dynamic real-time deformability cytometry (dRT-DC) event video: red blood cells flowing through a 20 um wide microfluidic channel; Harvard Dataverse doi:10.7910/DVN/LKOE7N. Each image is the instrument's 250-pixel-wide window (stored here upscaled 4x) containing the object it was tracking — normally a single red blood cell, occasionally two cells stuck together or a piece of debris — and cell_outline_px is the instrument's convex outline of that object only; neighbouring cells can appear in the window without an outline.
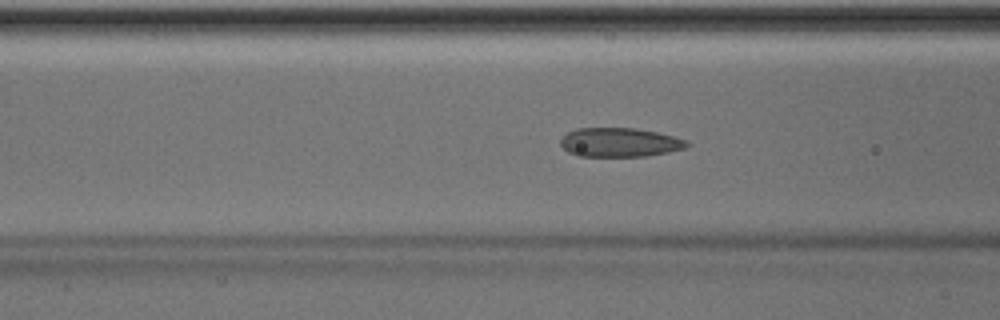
{"species": "Egyptian fruit bat (a non-hibernating species)", "species_latin": "Rousettus aegyptiacus", "temperature_condition": "room temperature", "stored_images_in_passage": 43, "camera_frame_rate_fps": 3000, "um_per_image_px": 0.085, "animal": {"sex": "male"}, "frame": {"image": 1, "passage_image": 19, "time_ms": 6.0, "image_size_px": [1000, 320], "cell_outline_px": [[692, 144], [684, 148], [668, 152], [644, 156], [576, 156], [568, 152], [560, 144], [560, 140], [568, 132], [576, 128], [632, 128], [656, 132], [688, 140]], "centroid_in_image_um": [52.67, 12.1], "position_along_channel_um": 113.9, "area_um2": 21.33}, "authors_computed_cell_mechanics": {"area_um2": 21.3282, "velocity_mm_per_s": 4.0239, "shape_relaxation_time_tau1_ms": 8.3319, "shape_relaxation_time_tau2_ms": 2.3835, "deformation_change_tau1": 0.1423, "deformation_change_tau2": 0.0892}}